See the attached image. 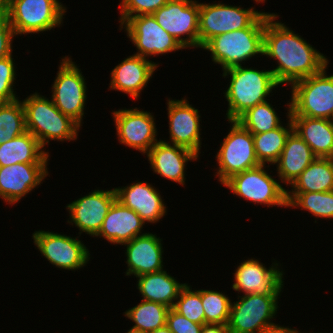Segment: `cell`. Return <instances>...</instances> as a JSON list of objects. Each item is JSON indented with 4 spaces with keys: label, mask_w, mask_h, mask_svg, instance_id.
Listing matches in <instances>:
<instances>
[{
    "label": "cell",
    "mask_w": 333,
    "mask_h": 333,
    "mask_svg": "<svg viewBox=\"0 0 333 333\" xmlns=\"http://www.w3.org/2000/svg\"><path fill=\"white\" fill-rule=\"evenodd\" d=\"M272 13L265 21L263 55L277 60L271 70L279 85L315 75L327 68V58L281 22Z\"/></svg>",
    "instance_id": "1"
},
{
    "label": "cell",
    "mask_w": 333,
    "mask_h": 333,
    "mask_svg": "<svg viewBox=\"0 0 333 333\" xmlns=\"http://www.w3.org/2000/svg\"><path fill=\"white\" fill-rule=\"evenodd\" d=\"M263 12L249 27L214 36L202 48L211 52L212 61L225 71L241 66L256 54L263 55V36L266 19Z\"/></svg>",
    "instance_id": "2"
},
{
    "label": "cell",
    "mask_w": 333,
    "mask_h": 333,
    "mask_svg": "<svg viewBox=\"0 0 333 333\" xmlns=\"http://www.w3.org/2000/svg\"><path fill=\"white\" fill-rule=\"evenodd\" d=\"M223 72L224 78L231 77L224 93L228 101V121L237 120L249 108L265 102L272 89L279 85L271 70L259 71L241 65Z\"/></svg>",
    "instance_id": "3"
},
{
    "label": "cell",
    "mask_w": 333,
    "mask_h": 333,
    "mask_svg": "<svg viewBox=\"0 0 333 333\" xmlns=\"http://www.w3.org/2000/svg\"><path fill=\"white\" fill-rule=\"evenodd\" d=\"M25 112V127L44 148L50 140L77 139L80 126L69 116L59 111L52 99L34 93L22 101Z\"/></svg>",
    "instance_id": "4"
},
{
    "label": "cell",
    "mask_w": 333,
    "mask_h": 333,
    "mask_svg": "<svg viewBox=\"0 0 333 333\" xmlns=\"http://www.w3.org/2000/svg\"><path fill=\"white\" fill-rule=\"evenodd\" d=\"M325 69L291 85L289 116L333 120V75H326Z\"/></svg>",
    "instance_id": "5"
},
{
    "label": "cell",
    "mask_w": 333,
    "mask_h": 333,
    "mask_svg": "<svg viewBox=\"0 0 333 333\" xmlns=\"http://www.w3.org/2000/svg\"><path fill=\"white\" fill-rule=\"evenodd\" d=\"M65 10L59 0L6 1V17L15 35L51 30L62 23Z\"/></svg>",
    "instance_id": "6"
},
{
    "label": "cell",
    "mask_w": 333,
    "mask_h": 333,
    "mask_svg": "<svg viewBox=\"0 0 333 333\" xmlns=\"http://www.w3.org/2000/svg\"><path fill=\"white\" fill-rule=\"evenodd\" d=\"M229 123L232 127L216 156L219 165L216 176L221 184L238 173L261 165L255 154L253 135L236 120Z\"/></svg>",
    "instance_id": "7"
},
{
    "label": "cell",
    "mask_w": 333,
    "mask_h": 333,
    "mask_svg": "<svg viewBox=\"0 0 333 333\" xmlns=\"http://www.w3.org/2000/svg\"><path fill=\"white\" fill-rule=\"evenodd\" d=\"M263 12L221 3H199V48L214 36L249 27Z\"/></svg>",
    "instance_id": "8"
},
{
    "label": "cell",
    "mask_w": 333,
    "mask_h": 333,
    "mask_svg": "<svg viewBox=\"0 0 333 333\" xmlns=\"http://www.w3.org/2000/svg\"><path fill=\"white\" fill-rule=\"evenodd\" d=\"M278 296L246 294L231 304L227 326L230 333H260L274 325L270 322L278 309ZM271 319V320H270Z\"/></svg>",
    "instance_id": "9"
},
{
    "label": "cell",
    "mask_w": 333,
    "mask_h": 333,
    "mask_svg": "<svg viewBox=\"0 0 333 333\" xmlns=\"http://www.w3.org/2000/svg\"><path fill=\"white\" fill-rule=\"evenodd\" d=\"M265 165L245 170L228 179L223 185L233 194L268 207H288L287 190L265 171Z\"/></svg>",
    "instance_id": "10"
},
{
    "label": "cell",
    "mask_w": 333,
    "mask_h": 333,
    "mask_svg": "<svg viewBox=\"0 0 333 333\" xmlns=\"http://www.w3.org/2000/svg\"><path fill=\"white\" fill-rule=\"evenodd\" d=\"M78 66L65 56L52 86V102L80 127L86 101V82Z\"/></svg>",
    "instance_id": "11"
},
{
    "label": "cell",
    "mask_w": 333,
    "mask_h": 333,
    "mask_svg": "<svg viewBox=\"0 0 333 333\" xmlns=\"http://www.w3.org/2000/svg\"><path fill=\"white\" fill-rule=\"evenodd\" d=\"M157 23L184 48L199 47V3L194 0H169L152 14ZM186 35V38H181Z\"/></svg>",
    "instance_id": "12"
},
{
    "label": "cell",
    "mask_w": 333,
    "mask_h": 333,
    "mask_svg": "<svg viewBox=\"0 0 333 333\" xmlns=\"http://www.w3.org/2000/svg\"><path fill=\"white\" fill-rule=\"evenodd\" d=\"M137 48L135 55L146 58L171 53L184 47L156 21L152 14L130 17L120 28Z\"/></svg>",
    "instance_id": "13"
},
{
    "label": "cell",
    "mask_w": 333,
    "mask_h": 333,
    "mask_svg": "<svg viewBox=\"0 0 333 333\" xmlns=\"http://www.w3.org/2000/svg\"><path fill=\"white\" fill-rule=\"evenodd\" d=\"M32 238L40 253L57 268L77 270L90 260L89 250L76 237L39 230Z\"/></svg>",
    "instance_id": "14"
},
{
    "label": "cell",
    "mask_w": 333,
    "mask_h": 333,
    "mask_svg": "<svg viewBox=\"0 0 333 333\" xmlns=\"http://www.w3.org/2000/svg\"><path fill=\"white\" fill-rule=\"evenodd\" d=\"M112 115L121 144L147 154L158 142L154 117L150 112L138 108L119 109Z\"/></svg>",
    "instance_id": "15"
},
{
    "label": "cell",
    "mask_w": 333,
    "mask_h": 333,
    "mask_svg": "<svg viewBox=\"0 0 333 333\" xmlns=\"http://www.w3.org/2000/svg\"><path fill=\"white\" fill-rule=\"evenodd\" d=\"M117 200L115 188L112 190H94L81 197L66 208L69 210L70 220L81 232L96 236L103 224L112 204Z\"/></svg>",
    "instance_id": "16"
},
{
    "label": "cell",
    "mask_w": 333,
    "mask_h": 333,
    "mask_svg": "<svg viewBox=\"0 0 333 333\" xmlns=\"http://www.w3.org/2000/svg\"><path fill=\"white\" fill-rule=\"evenodd\" d=\"M274 263L269 269L257 259L242 262L234 274L232 288L246 294L280 295L283 288V271ZM278 268V269H277Z\"/></svg>",
    "instance_id": "17"
},
{
    "label": "cell",
    "mask_w": 333,
    "mask_h": 333,
    "mask_svg": "<svg viewBox=\"0 0 333 333\" xmlns=\"http://www.w3.org/2000/svg\"><path fill=\"white\" fill-rule=\"evenodd\" d=\"M169 133L172 144L187 148L199 156L201 148L200 115L186 98L167 102Z\"/></svg>",
    "instance_id": "18"
},
{
    "label": "cell",
    "mask_w": 333,
    "mask_h": 333,
    "mask_svg": "<svg viewBox=\"0 0 333 333\" xmlns=\"http://www.w3.org/2000/svg\"><path fill=\"white\" fill-rule=\"evenodd\" d=\"M47 175V164L17 163L0 167V197L9 204H15Z\"/></svg>",
    "instance_id": "19"
},
{
    "label": "cell",
    "mask_w": 333,
    "mask_h": 333,
    "mask_svg": "<svg viewBox=\"0 0 333 333\" xmlns=\"http://www.w3.org/2000/svg\"><path fill=\"white\" fill-rule=\"evenodd\" d=\"M147 157L154 173L183 186L186 162L196 160L199 156L187 148L159 140L149 150Z\"/></svg>",
    "instance_id": "20"
},
{
    "label": "cell",
    "mask_w": 333,
    "mask_h": 333,
    "mask_svg": "<svg viewBox=\"0 0 333 333\" xmlns=\"http://www.w3.org/2000/svg\"><path fill=\"white\" fill-rule=\"evenodd\" d=\"M115 192L117 200L134 210L144 222L156 223L166 214V205L161 195L147 182L115 188Z\"/></svg>",
    "instance_id": "21"
},
{
    "label": "cell",
    "mask_w": 333,
    "mask_h": 333,
    "mask_svg": "<svg viewBox=\"0 0 333 333\" xmlns=\"http://www.w3.org/2000/svg\"><path fill=\"white\" fill-rule=\"evenodd\" d=\"M157 67L158 64L133 54L112 69L109 87L137 99Z\"/></svg>",
    "instance_id": "22"
},
{
    "label": "cell",
    "mask_w": 333,
    "mask_h": 333,
    "mask_svg": "<svg viewBox=\"0 0 333 333\" xmlns=\"http://www.w3.org/2000/svg\"><path fill=\"white\" fill-rule=\"evenodd\" d=\"M122 245L127 246L125 252L128 265L127 276L134 274L138 277L142 274L163 270V246L161 239L157 238L156 234L146 233L136 236Z\"/></svg>",
    "instance_id": "23"
},
{
    "label": "cell",
    "mask_w": 333,
    "mask_h": 333,
    "mask_svg": "<svg viewBox=\"0 0 333 333\" xmlns=\"http://www.w3.org/2000/svg\"><path fill=\"white\" fill-rule=\"evenodd\" d=\"M145 222L132 209L116 200L106 215L97 237H103L113 244H124L136 236H141Z\"/></svg>",
    "instance_id": "24"
},
{
    "label": "cell",
    "mask_w": 333,
    "mask_h": 333,
    "mask_svg": "<svg viewBox=\"0 0 333 333\" xmlns=\"http://www.w3.org/2000/svg\"><path fill=\"white\" fill-rule=\"evenodd\" d=\"M293 130L310 147L316 157L333 158V120L290 116Z\"/></svg>",
    "instance_id": "25"
},
{
    "label": "cell",
    "mask_w": 333,
    "mask_h": 333,
    "mask_svg": "<svg viewBox=\"0 0 333 333\" xmlns=\"http://www.w3.org/2000/svg\"><path fill=\"white\" fill-rule=\"evenodd\" d=\"M317 158L305 141L293 130L278 159L277 174L281 182L292 184L298 176Z\"/></svg>",
    "instance_id": "26"
},
{
    "label": "cell",
    "mask_w": 333,
    "mask_h": 333,
    "mask_svg": "<svg viewBox=\"0 0 333 333\" xmlns=\"http://www.w3.org/2000/svg\"><path fill=\"white\" fill-rule=\"evenodd\" d=\"M39 141L29 132L0 145V167L17 163L48 164L49 155Z\"/></svg>",
    "instance_id": "27"
},
{
    "label": "cell",
    "mask_w": 333,
    "mask_h": 333,
    "mask_svg": "<svg viewBox=\"0 0 333 333\" xmlns=\"http://www.w3.org/2000/svg\"><path fill=\"white\" fill-rule=\"evenodd\" d=\"M138 290L143 299L153 301L173 308L181 289L186 285L180 284L165 270L146 273L138 276Z\"/></svg>",
    "instance_id": "28"
},
{
    "label": "cell",
    "mask_w": 333,
    "mask_h": 333,
    "mask_svg": "<svg viewBox=\"0 0 333 333\" xmlns=\"http://www.w3.org/2000/svg\"><path fill=\"white\" fill-rule=\"evenodd\" d=\"M291 186L287 193L333 191V158H315Z\"/></svg>",
    "instance_id": "29"
},
{
    "label": "cell",
    "mask_w": 333,
    "mask_h": 333,
    "mask_svg": "<svg viewBox=\"0 0 333 333\" xmlns=\"http://www.w3.org/2000/svg\"><path fill=\"white\" fill-rule=\"evenodd\" d=\"M288 108V126H280L274 130L263 132L259 134H252L254 141V149L257 160L261 165L271 163L276 164L278 161L283 148L285 147L286 140L289 134L293 131V124L290 119V103L287 104ZM274 163V164H273Z\"/></svg>",
    "instance_id": "30"
},
{
    "label": "cell",
    "mask_w": 333,
    "mask_h": 333,
    "mask_svg": "<svg viewBox=\"0 0 333 333\" xmlns=\"http://www.w3.org/2000/svg\"><path fill=\"white\" fill-rule=\"evenodd\" d=\"M169 309L166 305L142 300L138 305L128 309L124 315L135 322L133 328L148 333L166 325Z\"/></svg>",
    "instance_id": "31"
},
{
    "label": "cell",
    "mask_w": 333,
    "mask_h": 333,
    "mask_svg": "<svg viewBox=\"0 0 333 333\" xmlns=\"http://www.w3.org/2000/svg\"><path fill=\"white\" fill-rule=\"evenodd\" d=\"M288 207H301L316 218H333V191L287 193Z\"/></svg>",
    "instance_id": "32"
},
{
    "label": "cell",
    "mask_w": 333,
    "mask_h": 333,
    "mask_svg": "<svg viewBox=\"0 0 333 333\" xmlns=\"http://www.w3.org/2000/svg\"><path fill=\"white\" fill-rule=\"evenodd\" d=\"M236 121L251 134L268 132L281 126L277 113L267 101L249 108Z\"/></svg>",
    "instance_id": "33"
},
{
    "label": "cell",
    "mask_w": 333,
    "mask_h": 333,
    "mask_svg": "<svg viewBox=\"0 0 333 333\" xmlns=\"http://www.w3.org/2000/svg\"><path fill=\"white\" fill-rule=\"evenodd\" d=\"M26 132L22 102H0V145Z\"/></svg>",
    "instance_id": "34"
},
{
    "label": "cell",
    "mask_w": 333,
    "mask_h": 333,
    "mask_svg": "<svg viewBox=\"0 0 333 333\" xmlns=\"http://www.w3.org/2000/svg\"><path fill=\"white\" fill-rule=\"evenodd\" d=\"M201 302L205 314V324L226 325L231 310V300L222 292L201 290Z\"/></svg>",
    "instance_id": "35"
},
{
    "label": "cell",
    "mask_w": 333,
    "mask_h": 333,
    "mask_svg": "<svg viewBox=\"0 0 333 333\" xmlns=\"http://www.w3.org/2000/svg\"><path fill=\"white\" fill-rule=\"evenodd\" d=\"M173 309L188 320L197 323L205 324V314L201 302V290L193 291L186 284L180 291L176 299Z\"/></svg>",
    "instance_id": "36"
},
{
    "label": "cell",
    "mask_w": 333,
    "mask_h": 333,
    "mask_svg": "<svg viewBox=\"0 0 333 333\" xmlns=\"http://www.w3.org/2000/svg\"><path fill=\"white\" fill-rule=\"evenodd\" d=\"M169 0H122L120 2V27L130 18L138 15H148L156 12Z\"/></svg>",
    "instance_id": "37"
},
{
    "label": "cell",
    "mask_w": 333,
    "mask_h": 333,
    "mask_svg": "<svg viewBox=\"0 0 333 333\" xmlns=\"http://www.w3.org/2000/svg\"><path fill=\"white\" fill-rule=\"evenodd\" d=\"M15 73L12 55L0 60V102H11L18 99L13 91Z\"/></svg>",
    "instance_id": "38"
},
{
    "label": "cell",
    "mask_w": 333,
    "mask_h": 333,
    "mask_svg": "<svg viewBox=\"0 0 333 333\" xmlns=\"http://www.w3.org/2000/svg\"><path fill=\"white\" fill-rule=\"evenodd\" d=\"M166 325L172 333H200L203 327L202 324L194 323L180 315L173 308L168 311Z\"/></svg>",
    "instance_id": "39"
},
{
    "label": "cell",
    "mask_w": 333,
    "mask_h": 333,
    "mask_svg": "<svg viewBox=\"0 0 333 333\" xmlns=\"http://www.w3.org/2000/svg\"><path fill=\"white\" fill-rule=\"evenodd\" d=\"M14 36V30L6 17L0 21V60L12 55L11 43Z\"/></svg>",
    "instance_id": "40"
},
{
    "label": "cell",
    "mask_w": 333,
    "mask_h": 333,
    "mask_svg": "<svg viewBox=\"0 0 333 333\" xmlns=\"http://www.w3.org/2000/svg\"><path fill=\"white\" fill-rule=\"evenodd\" d=\"M200 333H230L226 325L204 324Z\"/></svg>",
    "instance_id": "41"
},
{
    "label": "cell",
    "mask_w": 333,
    "mask_h": 333,
    "mask_svg": "<svg viewBox=\"0 0 333 333\" xmlns=\"http://www.w3.org/2000/svg\"><path fill=\"white\" fill-rule=\"evenodd\" d=\"M260 333H300L296 329H290L287 327H282L278 324H274L272 326H269L268 328H265Z\"/></svg>",
    "instance_id": "42"
},
{
    "label": "cell",
    "mask_w": 333,
    "mask_h": 333,
    "mask_svg": "<svg viewBox=\"0 0 333 333\" xmlns=\"http://www.w3.org/2000/svg\"><path fill=\"white\" fill-rule=\"evenodd\" d=\"M6 18V0H0V21Z\"/></svg>",
    "instance_id": "43"
},
{
    "label": "cell",
    "mask_w": 333,
    "mask_h": 333,
    "mask_svg": "<svg viewBox=\"0 0 333 333\" xmlns=\"http://www.w3.org/2000/svg\"><path fill=\"white\" fill-rule=\"evenodd\" d=\"M148 333H172L171 330L167 327V325L160 327L158 329H155L153 331H150Z\"/></svg>",
    "instance_id": "44"
},
{
    "label": "cell",
    "mask_w": 333,
    "mask_h": 333,
    "mask_svg": "<svg viewBox=\"0 0 333 333\" xmlns=\"http://www.w3.org/2000/svg\"><path fill=\"white\" fill-rule=\"evenodd\" d=\"M127 333H146V332H143V331H141L139 329H136V328L132 327L131 329L128 330Z\"/></svg>",
    "instance_id": "45"
},
{
    "label": "cell",
    "mask_w": 333,
    "mask_h": 333,
    "mask_svg": "<svg viewBox=\"0 0 333 333\" xmlns=\"http://www.w3.org/2000/svg\"><path fill=\"white\" fill-rule=\"evenodd\" d=\"M256 2L260 3V2H265V0H255Z\"/></svg>",
    "instance_id": "46"
}]
</instances>
